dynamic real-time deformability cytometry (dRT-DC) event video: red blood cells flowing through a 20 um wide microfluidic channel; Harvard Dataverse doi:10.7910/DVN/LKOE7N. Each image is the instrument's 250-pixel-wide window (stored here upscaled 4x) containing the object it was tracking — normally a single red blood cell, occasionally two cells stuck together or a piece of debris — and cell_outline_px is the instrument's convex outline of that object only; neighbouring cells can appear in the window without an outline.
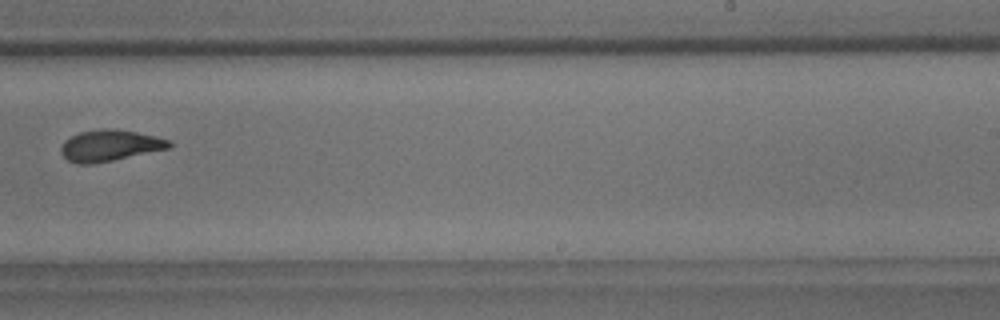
{"species": "common noctule bat (a hibernating species)", "species_latin": "Nyctalus noctula", "temperature_condition": "room temperature", "stored_images_in_passage": 11, "camera_frame_rate_fps": 3000, "um_per_image_px": 0.085, "animal": {"sex": "male", "body_mass_g": 18.8}, "frame": {"image": 1, "passage_image": 10, "time_ms": 10.333, "image_size_px": [1000, 320], "cell_outline_px": [[172, 144], [168, 148], [112, 160], [92, 164], [80, 164], [68, 160], [60, 152], [60, 148], [64, 140], [80, 132], [104, 128], [112, 128], [136, 132], [156, 136], [172, 140]], "centroid_in_image_um": [9.32, 12.36], "position_along_channel_um": 279.7, "area_um2": 19.54}}
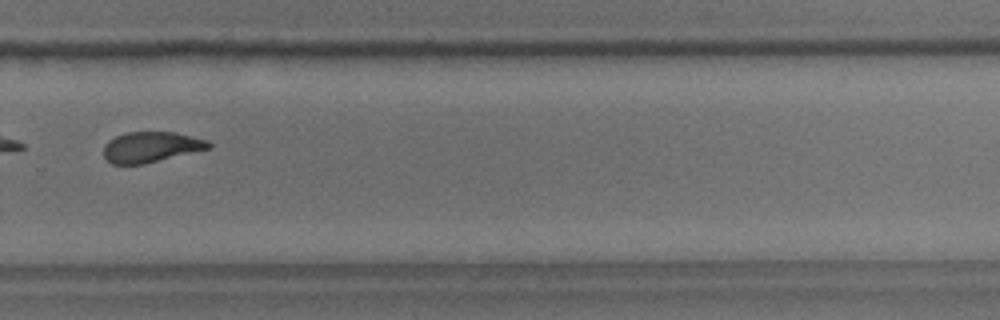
{"frame": {"image": 2, "passage_image": 11, "time_ms": 11.333, "image_size_px": [1000, 320], "cell_outline_px": [[212, 148], [144, 164], [112, 164], [104, 156], [104, 144], [108, 140], [116, 136], [128, 132], [176, 132], [208, 140], [212, 144]], "centroid_in_image_um": [12.86, 12.49], "position_along_channel_um": 316.9, "area_um2": 18.79}}